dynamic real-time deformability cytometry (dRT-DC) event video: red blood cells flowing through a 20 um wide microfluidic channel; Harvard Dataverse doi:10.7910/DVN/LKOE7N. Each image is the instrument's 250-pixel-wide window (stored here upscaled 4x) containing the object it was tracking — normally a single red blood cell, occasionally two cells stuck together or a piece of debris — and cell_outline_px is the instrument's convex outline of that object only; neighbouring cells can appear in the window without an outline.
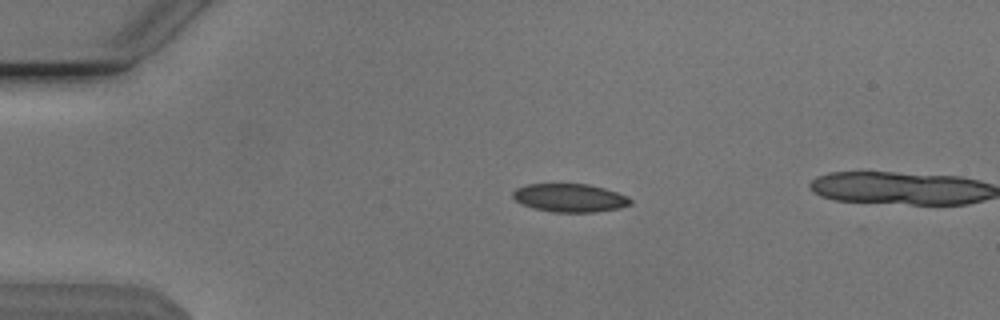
{"species": "Egyptian fruit bat (a non-hibernating species)", "species_latin": "Rousettus aegyptiacus", "temperature_condition": "cold", "stored_images_in_passage": 41, "camera_frame_rate_fps": 3000, "um_per_image_px": 0.085, "animal": {"sex": "male"}, "frame": {"image": 1, "passage_image": 3, "time_ms": 0.667, "image_size_px": [1000, 320], "cell_outline_px": [[632, 204], [620, 208], [592, 212], [552, 212], [536, 208], [524, 204], [516, 200], [512, 196], [512, 192], [516, 188], [524, 184], [588, 184], [604, 188], [628, 196], [632, 200]], "centroid_in_image_um": [48.45, 16.81], "position_along_channel_um": 36.5, "area_um2": 19.31}}
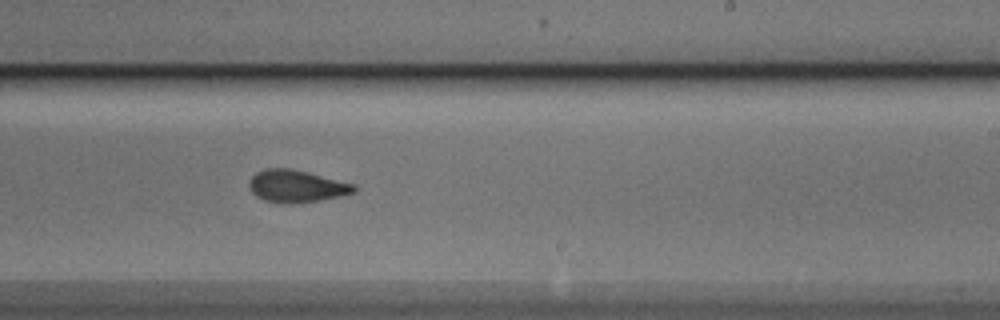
{"frame": {"image": 2, "passage_image": 24, "time_ms": 7.667, "image_size_px": [1000, 320], "cell_outline_px": [[356, 192], [340, 196], [320, 200], [292, 204], [280, 204], [264, 200], [256, 196], [252, 192], [248, 184], [248, 180], [256, 172], [264, 168], [288, 168], [356, 184]], "centroid_in_image_um": [25.17, 15.84], "position_along_channel_um": 263.8, "area_um2": 19.83}}
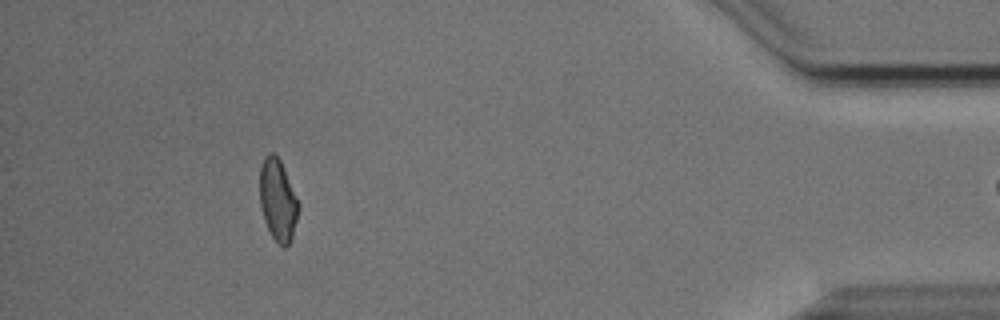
{"frame": {"image": 3, "passage_image": 40, "time_ms": 13.0, "image_size_px": [1000, 320], "cell_outline_px": [[300, 208], [292, 236], [288, 244], [284, 248], [272, 236], [264, 220], [260, 204], [260, 168], [264, 156], [268, 152], [272, 152], [280, 160], [300, 204]], "centroid_in_image_um": [23.62, 16.98], "position_along_channel_um": 411.6, "area_um2": 18.32}}